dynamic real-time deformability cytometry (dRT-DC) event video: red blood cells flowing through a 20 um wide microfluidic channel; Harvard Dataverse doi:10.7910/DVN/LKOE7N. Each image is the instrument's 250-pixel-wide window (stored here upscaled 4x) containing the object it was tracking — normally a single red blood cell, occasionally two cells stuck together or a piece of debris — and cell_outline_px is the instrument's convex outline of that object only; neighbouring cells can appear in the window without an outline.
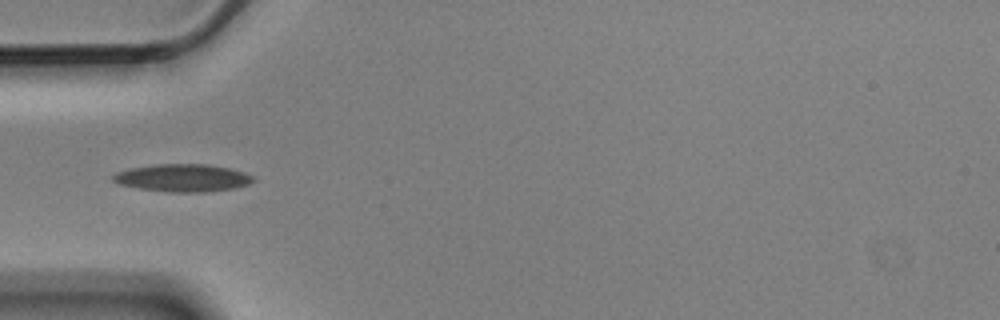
{"species": "Egyptian fruit bat (a non-hibernating species)", "species_latin": "Rousettus aegyptiacus", "temperature_condition": "cold", "stored_images_in_passage": 5, "camera_frame_rate_fps": 3000, "um_per_image_px": 0.085, "animal": {"sex": "male"}, "frame": {"image": 1, "passage_image": 5, "time_ms": 1.333, "image_size_px": [1000, 320], "cell_outline_px": [[256, 180], [248, 184], [236, 188], [204, 192], [172, 192], [140, 188], [120, 184], [112, 180], [112, 176], [116, 172], [128, 168], [152, 164], [208, 164], [228, 168], [244, 172], [252, 176]], "centroid_in_image_um": [15.53, 15.11], "position_along_channel_um": 69.5, "area_um2": 22.54}}